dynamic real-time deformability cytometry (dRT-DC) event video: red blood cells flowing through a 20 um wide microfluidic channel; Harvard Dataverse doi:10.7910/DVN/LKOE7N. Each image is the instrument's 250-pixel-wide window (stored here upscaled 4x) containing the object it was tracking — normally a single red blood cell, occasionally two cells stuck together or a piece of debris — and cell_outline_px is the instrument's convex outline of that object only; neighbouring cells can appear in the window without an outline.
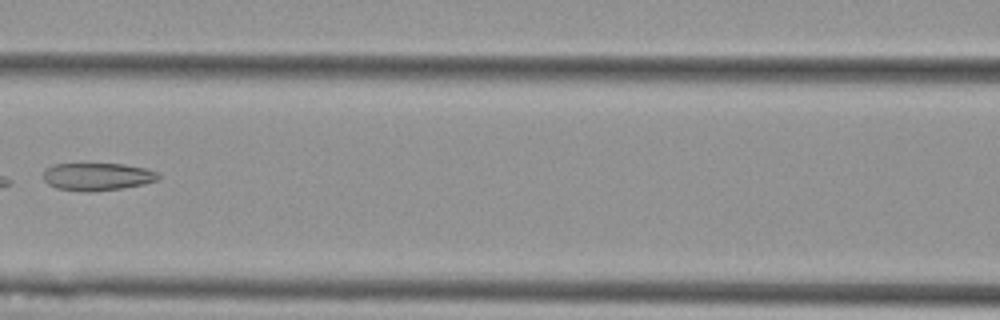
{"species": "Egyptian fruit bat (a non-hibernating species)", "species_latin": "Rousettus aegyptiacus", "temperature_condition": "cold", "stored_images_in_passage": 9, "camera_frame_rate_fps": 3000, "um_per_image_px": 0.085, "animal": {"sex": "female"}, "frame": {"image": 1, "passage_image": 6, "time_ms": 1.667, "image_size_px": [1000, 320], "cell_outline_px": [[160, 176], [156, 180], [144, 184], [120, 188], [88, 192], [56, 188], [48, 184], [44, 180], [44, 172], [52, 164], [124, 164], [144, 168], [160, 172]], "centroid_in_image_um": [8.28, 15.01], "position_along_channel_um": 158.3, "area_um2": 18.38}}
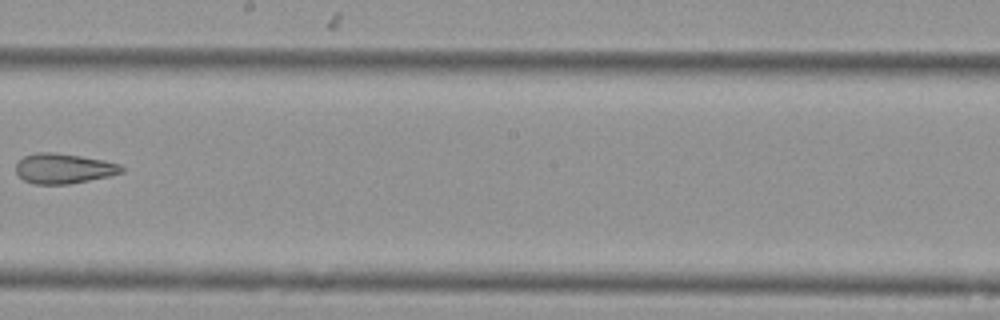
{"frame": {"image": 2, "passage_image": 8, "time_ms": 2.333, "image_size_px": [1000, 320], "cell_outline_px": [[124, 172], [108, 176], [68, 184], [36, 184], [24, 180], [16, 172], [16, 164], [24, 156], [36, 152], [52, 152], [80, 156], [104, 160], [120, 164], [124, 168]], "centroid_in_image_um": [5.42, 14.31], "position_along_channel_um": 242.8, "area_um2": 18.38}}
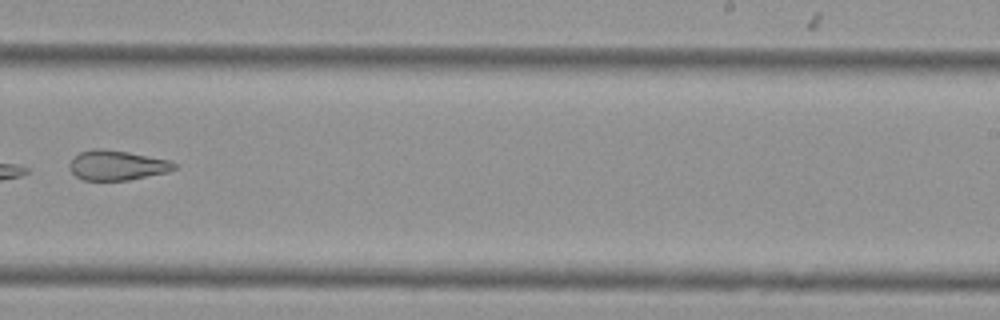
{"frame": {"image": 3, "passage_image": 9, "time_ms": 2.667, "image_size_px": [1000, 320], "cell_outline_px": [[176, 168], [168, 172], [128, 180], [84, 180], [76, 176], [72, 172], [68, 164], [72, 156], [80, 152], [96, 148], [100, 148], [128, 152], [168, 160], [176, 164]], "centroid_in_image_um": [9.9, 14.04], "position_along_channel_um": 279.1, "area_um2": 18.15}}